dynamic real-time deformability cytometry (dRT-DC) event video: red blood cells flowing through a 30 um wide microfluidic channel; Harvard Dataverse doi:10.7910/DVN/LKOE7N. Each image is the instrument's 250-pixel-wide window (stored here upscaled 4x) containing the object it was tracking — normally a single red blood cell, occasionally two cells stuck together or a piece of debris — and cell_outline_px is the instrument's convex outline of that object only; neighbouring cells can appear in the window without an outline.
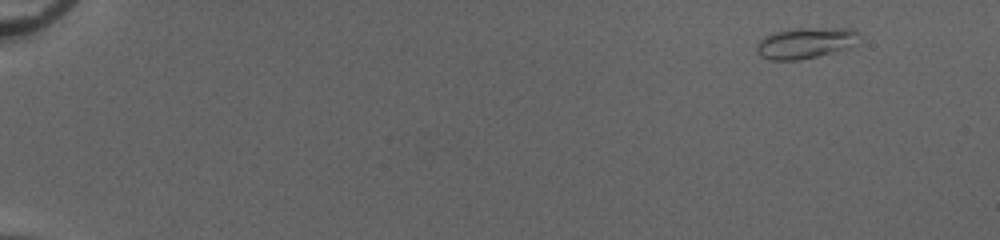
{"species": "common noctule bat (a hibernating species)", "species_latin": "Nyctalus noctula", "temperature_condition": "cold", "stored_images_in_passage": 49, "camera_frame_rate_fps": 3000, "um_per_image_px": 0.085, "animal": {"sex": "female", "body_mass_g": 20.0, "forearm_length_mm": 54.0}, "frame": {"image": 1, "passage_image": 1, "time_ms": 0.0, "image_size_px": [1000, 240], "cell_outline_px": [[856, 44], [832, 52], [800, 60], [768, 60], [760, 56], [756, 52], [756, 44], [764, 36], [772, 32], [796, 28], [856, 28]], "centroid_in_image_um": [68.38, 3.65], "position_along_channel_um": 16.6, "area_um2": 18.44}}
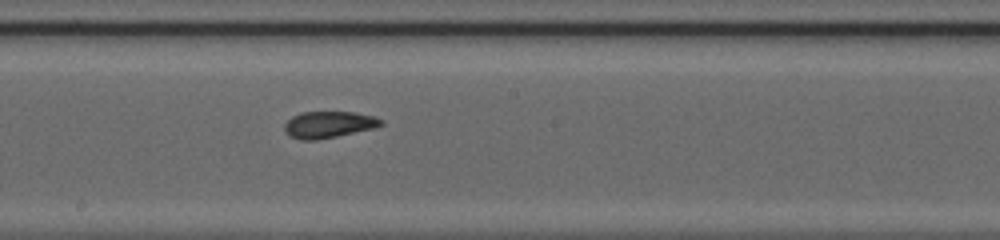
{"frame": {"image": 2, "passage_image": 28, "time_ms": 9.0, "image_size_px": [1000, 240], "cell_outline_px": [[384, 124], [376, 128], [316, 140], [300, 140], [288, 136], [284, 132], [284, 124], [292, 116], [300, 112], [356, 112], [376, 116], [384, 120]], "centroid_in_image_um": [27.95, 10.59], "position_along_channel_um": 220.3, "area_um2": 15.26}}
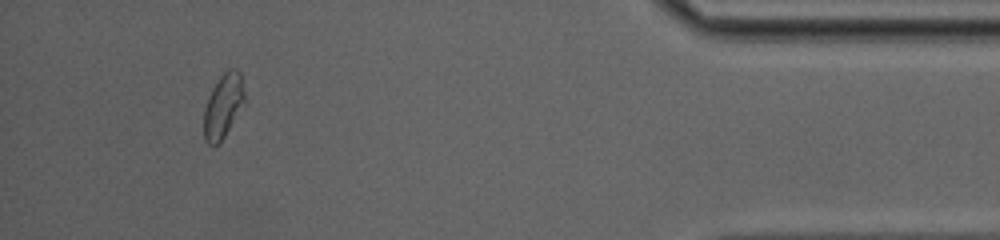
{"frame": {"image": 3, "passage_image": 46, "time_ms": 15.0, "image_size_px": [1000, 240], "cell_outline_px": [[244, 104], [220, 144], [208, 144], [204, 140], [204, 108], [208, 96], [212, 88], [220, 76], [228, 68], [236, 68], [240, 72], [244, 92]], "centroid_in_image_um": [18.96, 9.0], "position_along_channel_um": 416.2, "area_um2": 15.26}, "authors_computed_cell_mechanics": {"area_um2": 15.3748, "velocity_mm_per_s": 4.0702, "shape_relaxation_time_tau1_ms": null, "shape_relaxation_time_tau2_ms": 2.042, "deformation_change_tau1": null, "deformation_change_tau2": 0.0603}}